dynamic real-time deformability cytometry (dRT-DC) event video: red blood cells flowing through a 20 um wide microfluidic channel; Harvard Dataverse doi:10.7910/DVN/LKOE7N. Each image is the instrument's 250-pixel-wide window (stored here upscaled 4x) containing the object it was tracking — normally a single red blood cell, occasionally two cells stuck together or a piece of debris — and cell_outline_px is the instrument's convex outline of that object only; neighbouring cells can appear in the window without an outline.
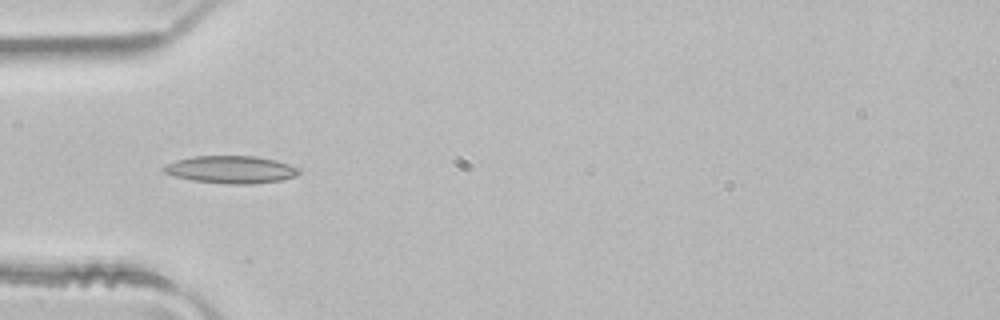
{"species": "common noctule bat (a hibernating species)", "species_latin": "Nyctalus noctula", "temperature_condition": "room temperature", "stored_images_in_passage": 3, "camera_frame_rate_fps": 3000, "um_per_image_px": 0.085, "animal": {"sex": "male", "body_mass_g": 21.5, "forearm_length_mm": 52.0}, "frame": {"image": 1, "passage_image": 3, "time_ms": 0.667, "image_size_px": [1000, 320], "cell_outline_px": [[300, 172], [296, 176], [280, 180], [252, 184], [228, 184], [192, 180], [176, 176], [164, 172], [160, 168], [164, 164], [176, 160], [192, 156], [256, 156], [276, 160], [300, 168]], "centroid_in_image_um": [19.62, 14.4], "position_along_channel_um": 65.4, "area_um2": 21.73}}